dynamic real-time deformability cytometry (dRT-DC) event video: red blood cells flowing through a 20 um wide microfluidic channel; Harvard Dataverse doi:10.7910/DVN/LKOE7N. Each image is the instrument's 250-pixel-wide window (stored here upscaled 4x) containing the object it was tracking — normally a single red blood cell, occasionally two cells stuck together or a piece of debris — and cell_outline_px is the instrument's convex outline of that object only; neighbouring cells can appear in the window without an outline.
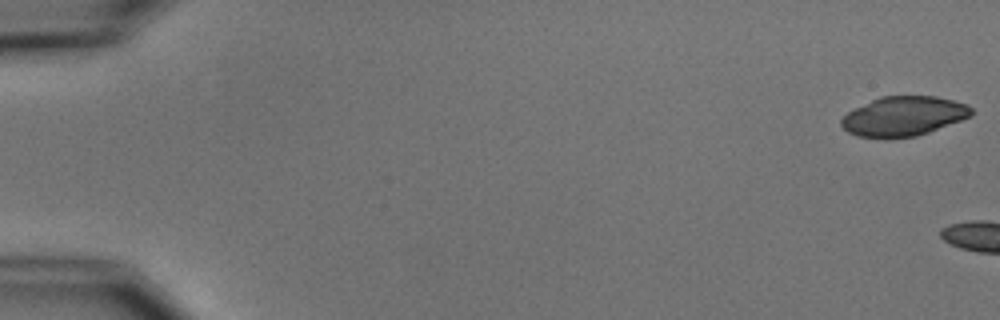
{"species": "common noctule bat (a hibernating species)", "species_latin": "Nyctalus noctula", "temperature_condition": "cold", "stored_images_in_passage": 3, "camera_frame_rate_fps": 3000, "um_per_image_px": 0.085, "animal": {"sex": "male", "body_mass_g": 15.6}, "frame": {"image": 1, "passage_image": 1, "time_ms": 0.0, "image_size_px": [1000, 320], "cell_outline_px": [[972, 116], [928, 132], [916, 136], [856, 136], [848, 132], [840, 124], [840, 120], [848, 112], [880, 96], [936, 96], [968, 104], [972, 108]], "centroid_in_image_um": [76.83, 9.85], "position_along_channel_um": 8.2, "area_um2": 29.36}}